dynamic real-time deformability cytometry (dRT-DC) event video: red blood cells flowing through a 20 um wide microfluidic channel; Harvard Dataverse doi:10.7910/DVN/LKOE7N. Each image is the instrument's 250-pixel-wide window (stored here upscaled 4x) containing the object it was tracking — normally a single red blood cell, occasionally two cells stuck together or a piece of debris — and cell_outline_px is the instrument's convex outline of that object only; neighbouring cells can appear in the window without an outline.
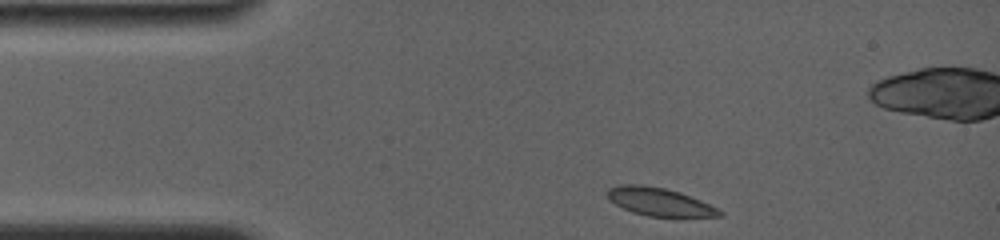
{"species": "common noctule bat (a hibernating species)", "species_latin": "Nyctalus noctula", "temperature_condition": "room temperature", "stored_images_in_passage": 5, "camera_frame_rate_fps": 4000, "um_per_image_px": 0.085, "animal": {"sex": "female", "body_mass_g": 19.0, "forearm_length_mm": 56.7}, "frame": {"image": 1, "passage_image": 1, "time_ms": 0.0, "image_size_px": [1000, 240], "cell_outline_px": [[724, 216], [648, 216], [632, 212], [616, 204], [608, 196], [608, 188], [620, 184], [644, 184], [664, 188], [680, 192], [700, 200], [724, 212]], "centroid_in_image_um": [56.05, 17.14], "position_along_channel_um": 29.0, "area_um2": 18.03}}
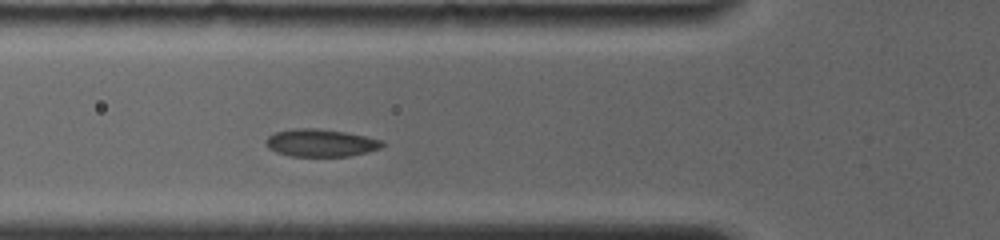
{"frame": {"image": 2, "passage_image": 5, "time_ms": 3.0, "image_size_px": [1000, 240], "cell_outline_px": [[384, 144], [380, 148], [368, 152], [348, 156], [292, 156], [276, 152], [268, 148], [264, 144], [264, 140], [268, 136], [276, 132], [292, 128], [316, 128], [344, 132], [384, 140]], "centroid_in_image_um": [27.23, 12.14], "position_along_channel_um": 98.6, "area_um2": 18.73}}